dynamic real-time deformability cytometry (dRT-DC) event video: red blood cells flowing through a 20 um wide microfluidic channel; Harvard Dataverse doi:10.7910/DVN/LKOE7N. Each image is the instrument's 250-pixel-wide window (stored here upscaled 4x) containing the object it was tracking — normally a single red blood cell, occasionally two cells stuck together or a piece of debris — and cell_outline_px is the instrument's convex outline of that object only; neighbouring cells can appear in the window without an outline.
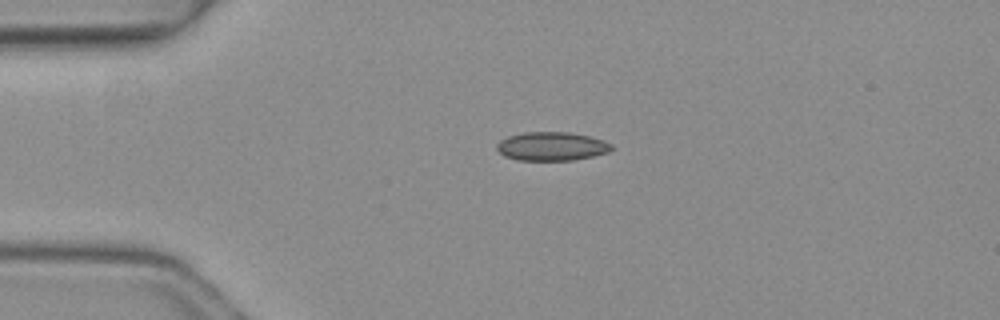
{"species": "common noctule bat (a hibernating species)", "species_latin": "Nyctalus noctula", "temperature_condition": "warm", "stored_images_in_passage": 2, "camera_frame_rate_fps": 3000, "um_per_image_px": 0.085, "animal": {"sex": "female", "body_mass_g": 19.3, "forearm_length_mm": 54.1}, "frame": {"image": 1, "passage_image": 1, "time_ms": 0.0, "image_size_px": [1000, 320], "cell_outline_px": [[612, 148], [608, 152], [592, 156], [572, 160], [516, 160], [504, 156], [496, 148], [496, 144], [500, 140], [508, 136], [524, 132], [568, 132], [588, 136], [612, 144]], "centroid_in_image_um": [46.84, 12.44], "position_along_channel_um": 38.2, "area_um2": 19.02}}